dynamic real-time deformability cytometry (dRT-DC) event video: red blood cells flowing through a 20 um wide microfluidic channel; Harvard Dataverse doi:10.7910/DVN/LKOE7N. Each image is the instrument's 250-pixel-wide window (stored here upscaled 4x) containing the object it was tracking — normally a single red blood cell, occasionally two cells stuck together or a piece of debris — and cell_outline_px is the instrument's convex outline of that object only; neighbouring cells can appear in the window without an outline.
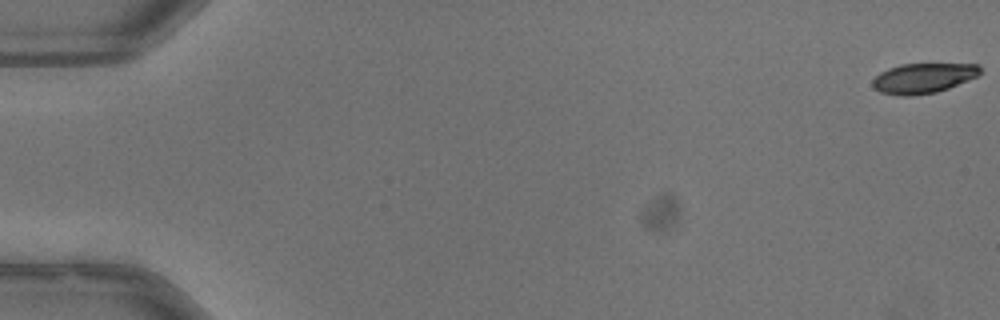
{"species": "common noctule bat (a hibernating species)", "species_latin": "Nyctalus noctula", "temperature_condition": "warm", "stored_images_in_passage": 6, "camera_frame_rate_fps": 3000, "um_per_image_px": 0.085, "animal": {"sex": "male", "body_mass_g": 13.3}, "frame": {"image": 1, "passage_image": 1, "time_ms": 0.0, "image_size_px": [1000, 320], "cell_outline_px": [[980, 72], [976, 76], [968, 80], [948, 88], [936, 92], [912, 96], [900, 96], [880, 92], [872, 88], [872, 80], [880, 72], [888, 68], [900, 64], [980, 64]], "centroid_in_image_um": [78.42, 6.65], "position_along_channel_um": 6.6, "area_um2": 18.84}}